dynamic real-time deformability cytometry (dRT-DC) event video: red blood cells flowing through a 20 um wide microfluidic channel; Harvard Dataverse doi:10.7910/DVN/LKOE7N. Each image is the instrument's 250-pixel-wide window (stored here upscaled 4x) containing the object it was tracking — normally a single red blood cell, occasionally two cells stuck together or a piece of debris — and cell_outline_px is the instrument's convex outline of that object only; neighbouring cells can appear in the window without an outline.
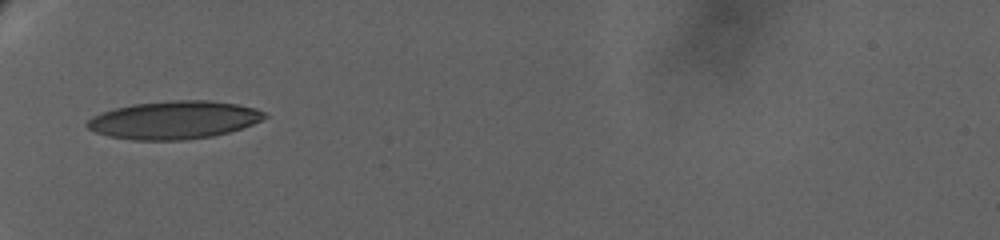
{"species": "human", "species_latin": "Homo sapiens", "temperature_condition": "warm", "stored_images_in_passage": 38, "camera_frame_rate_fps": 3000, "um_per_image_px": 0.085, "donor": {"sex": "female"}, "frame": {"image": 1, "passage_image": 1, "time_ms": 0.0, "image_size_px": [1000, 240], "cell_outline_px": [[268, 116], [252, 124], [228, 132], [212, 136], [184, 140], [132, 140], [108, 136], [96, 132], [88, 128], [84, 124], [92, 116], [116, 108], [132, 104], [168, 100], [212, 100], [236, 104], [256, 108], [264, 112]], "centroid_in_image_um": [14.77, 10.19], "position_along_channel_um": 70.2, "area_um2": 39.19}}
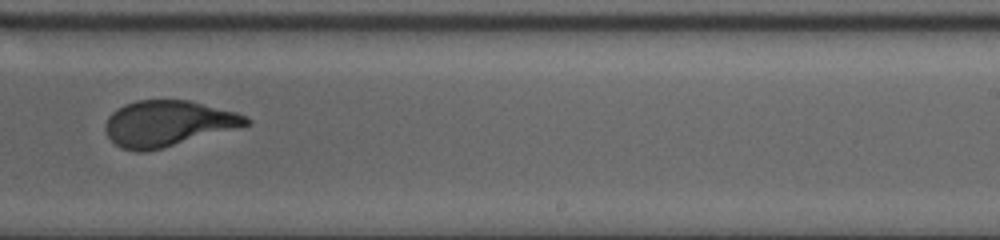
{"frame": {"image": 2, "passage_image": 19, "time_ms": 7.333, "image_size_px": [1000, 240], "cell_outline_px": [[252, 120], [248, 124], [160, 148], [144, 152], [136, 152], [120, 148], [108, 136], [104, 128], [104, 124], [108, 116], [112, 112], [124, 104], [136, 100], [188, 100], [236, 112], [248, 116]], "centroid_in_image_um": [14.2, 10.48], "position_along_channel_um": 274.8, "area_um2": 36.99}}
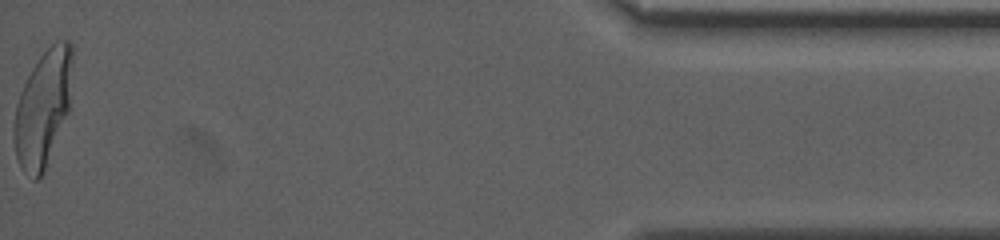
{"frame": {"image": 3, "passage_image": 38, "time_ms": 15.0, "image_size_px": [1000, 240], "cell_outline_px": [[72, 60], [68, 112], [44, 172], [36, 180], [32, 180], [20, 168], [16, 156], [12, 136], [12, 132], [16, 104], [20, 92], [32, 68], [40, 56], [56, 40], [68, 40], [72, 44]], "centroid_in_image_um": [3.62, 9.23], "position_along_channel_um": 431.6, "area_um2": 39.48}, "authors_computed_cell_mechanics": {"area_um2": 38.3214, "velocity_mm_per_s": 2.9181, "shape_relaxation_time_tau1_ms": 7.025, "shape_relaxation_time_tau2_ms": null, "deformation_change_tau1": 0.2313, "deformation_change_tau2": null}}